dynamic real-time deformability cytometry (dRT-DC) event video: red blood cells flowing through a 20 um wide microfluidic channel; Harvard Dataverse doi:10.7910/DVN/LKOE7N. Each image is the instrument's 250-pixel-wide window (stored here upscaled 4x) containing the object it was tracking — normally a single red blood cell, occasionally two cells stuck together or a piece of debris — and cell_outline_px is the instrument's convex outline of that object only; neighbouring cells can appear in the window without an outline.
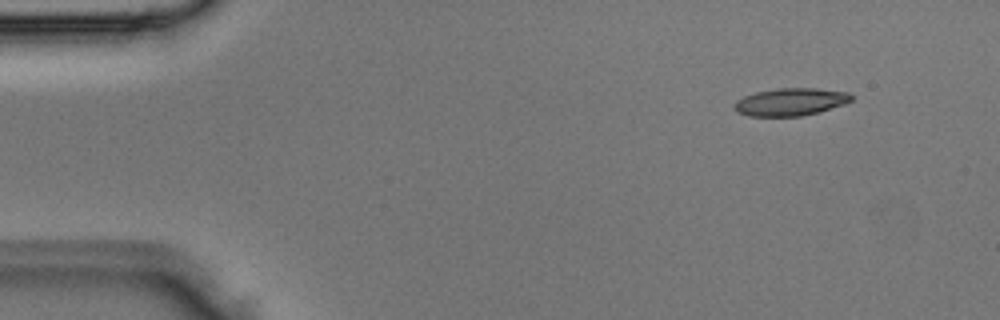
{"species": "Egyptian fruit bat (a non-hibernating species)", "species_latin": "Rousettus aegyptiacus", "temperature_condition": "room temperature", "stored_images_in_passage": 3, "camera_frame_rate_fps": 3000, "um_per_image_px": 0.085, "animal": {"sex": "male"}, "frame": {"image": 1, "passage_image": 1, "time_ms": 0.0, "image_size_px": [1000, 320], "cell_outline_px": [[856, 96], [852, 100], [844, 104], [820, 112], [800, 116], [748, 116], [732, 108], [732, 104], [736, 100], [744, 96], [756, 92], [776, 88], [816, 88], [848, 92]], "centroid_in_image_um": [67.21, 8.65], "position_along_channel_um": 17.8, "area_um2": 19.02}}
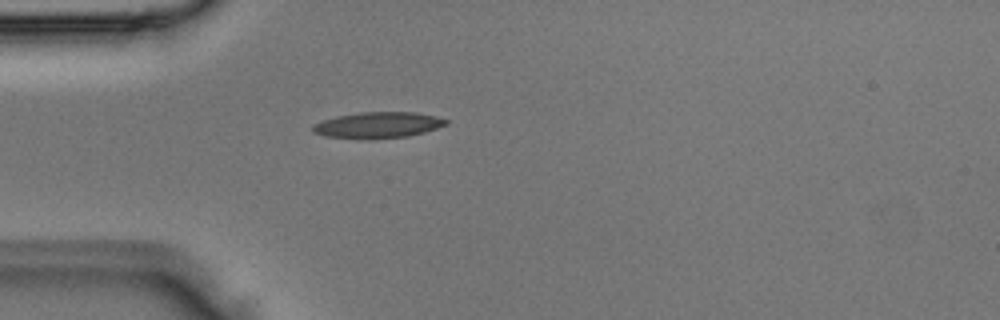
{"frame": {"image": 2, "passage_image": 3, "time_ms": 0.667, "image_size_px": [1000, 320], "cell_outline_px": [[448, 124], [424, 132], [408, 136], [372, 140], [324, 136], [312, 132], [312, 124], [336, 116], [360, 112], [416, 112], [436, 116], [448, 120]], "centroid_in_image_um": [32.11, 10.64], "position_along_channel_um": 52.9, "area_um2": 20.46}}